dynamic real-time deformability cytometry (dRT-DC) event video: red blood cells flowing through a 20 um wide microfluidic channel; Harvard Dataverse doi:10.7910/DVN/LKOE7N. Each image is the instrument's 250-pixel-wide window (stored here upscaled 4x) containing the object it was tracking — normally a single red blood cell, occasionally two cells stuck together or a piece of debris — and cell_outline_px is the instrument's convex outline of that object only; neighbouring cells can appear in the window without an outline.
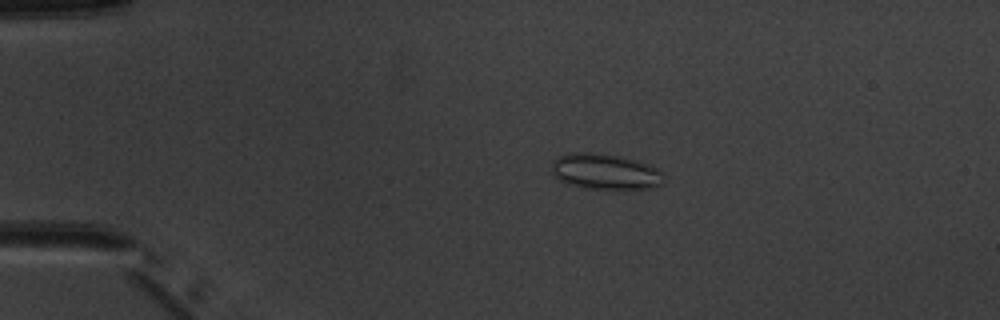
{"species": "common noctule bat (a hibernating species)", "species_latin": "Nyctalus noctula", "temperature_condition": "warm", "stored_images_in_passage": 5, "camera_frame_rate_fps": 3000, "um_per_image_px": 0.085, "animal": {"sex": "male", "body_mass_g": 20.1, "forearm_length_mm": 53.5}, "frame": {"image": 1, "passage_image": 3, "time_ms": 2.333, "image_size_px": [1000, 320], "cell_outline_px": [[664, 184], [656, 188], [620, 192], [584, 188], [568, 184], [552, 176], [552, 160], [568, 152], [592, 152], [616, 156], [636, 160], [660, 168]], "centroid_in_image_um": [51.48, 14.64], "position_along_channel_um": 33.5, "area_um2": 24.45}}
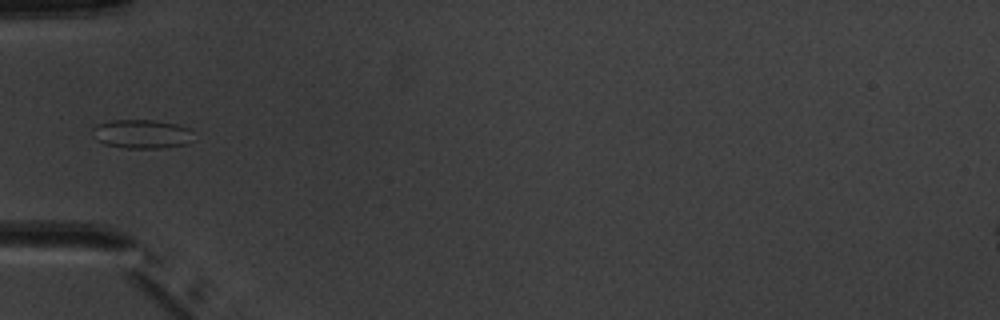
{"frame": {"image": 2, "passage_image": 5, "time_ms": 4.667, "image_size_px": [1000, 320], "cell_outline_px": [[192, 140], [188, 144], [160, 148], [124, 148], [104, 144], [96, 140], [92, 136], [92, 128], [96, 124], [112, 120], [156, 120], [176, 124], [188, 128]], "centroid_in_image_um": [11.99, 11.39], "position_along_channel_um": 73.0, "area_um2": 17.11}}